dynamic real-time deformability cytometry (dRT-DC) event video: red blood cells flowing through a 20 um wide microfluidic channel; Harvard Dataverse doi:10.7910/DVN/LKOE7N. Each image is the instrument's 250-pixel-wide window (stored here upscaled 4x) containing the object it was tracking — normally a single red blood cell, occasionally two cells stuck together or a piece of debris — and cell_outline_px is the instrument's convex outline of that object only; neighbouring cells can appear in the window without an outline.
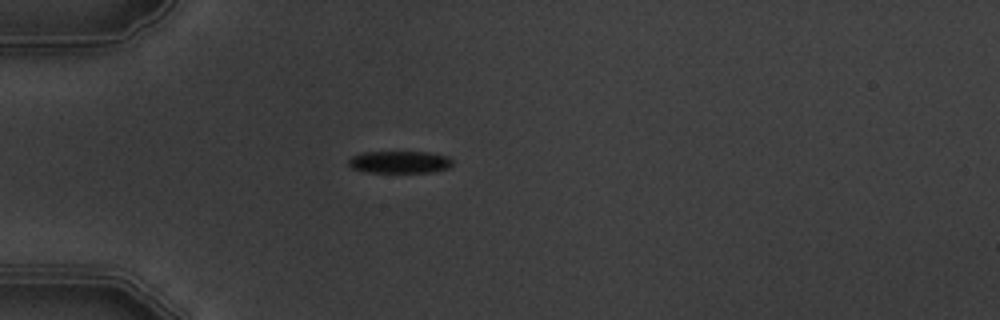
{"species": "common noctule bat (a hibernating species)", "species_latin": "Nyctalus noctula", "temperature_condition": "warm", "stored_images_in_passage": 5, "camera_frame_rate_fps": 3000, "um_per_image_px": 0.085, "animal": {"sex": "male", "body_mass_g": 19.5, "forearm_length_mm": 54.6}, "frame": {"image": 1, "passage_image": 4, "time_ms": 4.333, "image_size_px": [1000, 320], "cell_outline_px": [[452, 168], [432, 172], [364, 172], [352, 168], [348, 164], [348, 160], [352, 156], [364, 152], [428, 152], [448, 156], [452, 160]], "centroid_in_image_um": [33.99, 13.78], "position_along_channel_um": 51.0, "area_um2": 13.58}}